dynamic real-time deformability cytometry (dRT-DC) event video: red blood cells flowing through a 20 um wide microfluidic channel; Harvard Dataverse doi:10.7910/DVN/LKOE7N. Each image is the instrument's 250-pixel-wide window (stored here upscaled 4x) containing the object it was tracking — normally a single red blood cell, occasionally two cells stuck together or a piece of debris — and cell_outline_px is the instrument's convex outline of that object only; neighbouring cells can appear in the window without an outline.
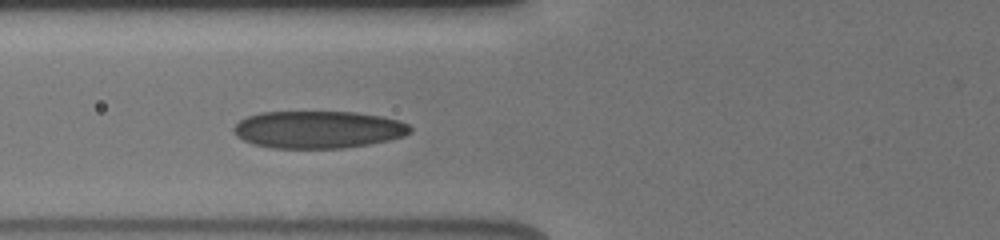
{"species": "human", "species_latin": "Homo sapiens", "temperature_condition": "cold", "stored_images_in_passage": 5, "camera_frame_rate_fps": 3000, "um_per_image_px": 0.085, "donor": {"sex": "male"}, "frame": {"image": 1, "passage_image": 2, "time_ms": 1.0, "image_size_px": [1000, 240], "cell_outline_px": [[412, 132], [404, 136], [388, 140], [368, 144], [344, 148], [272, 148], [252, 144], [236, 136], [232, 132], [232, 128], [240, 120], [248, 116], [260, 112], [356, 112], [384, 116], [400, 120], [408, 124], [412, 128]], "centroid_in_image_um": [27.05, 11.01], "position_along_channel_um": 98.7, "area_um2": 38.73}}